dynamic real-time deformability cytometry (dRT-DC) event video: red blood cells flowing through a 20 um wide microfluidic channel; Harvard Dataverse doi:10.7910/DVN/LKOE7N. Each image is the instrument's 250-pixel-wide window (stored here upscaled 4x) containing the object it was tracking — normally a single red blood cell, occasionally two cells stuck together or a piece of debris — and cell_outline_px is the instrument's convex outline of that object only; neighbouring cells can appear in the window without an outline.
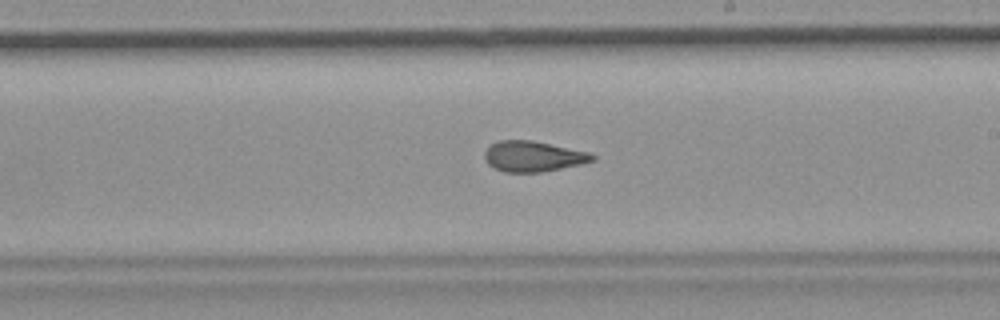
{"species": "common noctule bat (a hibernating species)", "species_latin": "Nyctalus noctula", "temperature_condition": "room temperature", "stored_images_in_passage": 44, "camera_frame_rate_fps": 3000, "um_per_image_px": 0.085, "animal": {"sex": "female", "body_mass_g": 19.9}, "frame": {"image": 1, "passage_image": 26, "time_ms": 8.333, "image_size_px": [1000, 320], "cell_outline_px": [[596, 160], [580, 164], [540, 172], [504, 172], [488, 164], [484, 160], [484, 152], [492, 144], [500, 140], [532, 140], [588, 152], [596, 156]], "centroid_in_image_um": [45.3, 13.29], "position_along_channel_um": 243.7, "area_um2": 19.02}, "authors_computed_cell_mechanics": {"area_um2": 19.6809, "velocity_mm_per_s": 3.7365, "shape_relaxation_time_tau1_ms": null, "shape_relaxation_time_tau2_ms": 2.0527, "deformation_change_tau1": null, "deformation_change_tau2": 0.082}}